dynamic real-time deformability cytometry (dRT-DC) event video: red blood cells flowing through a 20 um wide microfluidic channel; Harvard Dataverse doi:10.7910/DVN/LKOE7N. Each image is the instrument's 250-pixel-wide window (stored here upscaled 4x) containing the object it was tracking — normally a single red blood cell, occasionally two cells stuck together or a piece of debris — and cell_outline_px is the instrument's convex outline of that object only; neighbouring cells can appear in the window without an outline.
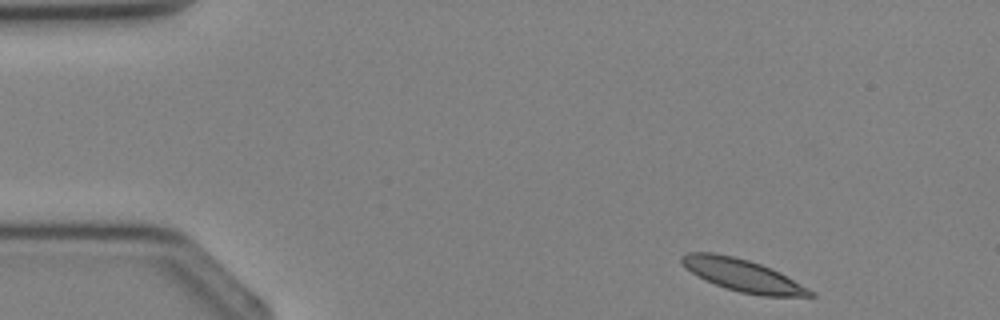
{"species": "Egyptian fruit bat (a non-hibernating species)", "species_latin": "Rousettus aegyptiacus", "temperature_condition": "cold", "stored_images_in_passage": 3, "camera_frame_rate_fps": 3000, "um_per_image_px": 0.085, "animal": {"sex": "female"}, "frame": {"image": 1, "passage_image": 1, "time_ms": 0.0, "image_size_px": [1000, 320], "cell_outline_px": [[816, 296], [764, 296], [740, 292], [724, 288], [704, 280], [684, 268], [680, 260], [680, 256], [688, 252], [712, 252], [732, 256], [748, 260], [760, 264], [816, 292]], "centroid_in_image_um": [63.04, 23.4], "position_along_channel_um": 22.0, "area_um2": 23.87}}
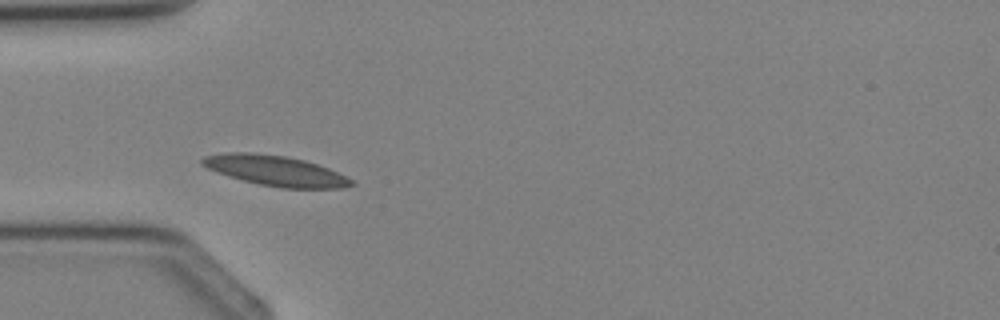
{"frame": {"image": 2, "passage_image": 3, "time_ms": 2.333, "image_size_px": [1000, 320], "cell_outline_px": [[356, 184], [344, 188], [280, 188], [260, 184], [228, 176], [216, 172], [200, 164], [200, 160], [204, 156], [224, 152], [252, 152], [284, 156], [304, 160], [328, 168], [352, 180]], "centroid_in_image_um": [23.37, 14.5], "position_along_channel_um": 61.6, "area_um2": 26.18}}